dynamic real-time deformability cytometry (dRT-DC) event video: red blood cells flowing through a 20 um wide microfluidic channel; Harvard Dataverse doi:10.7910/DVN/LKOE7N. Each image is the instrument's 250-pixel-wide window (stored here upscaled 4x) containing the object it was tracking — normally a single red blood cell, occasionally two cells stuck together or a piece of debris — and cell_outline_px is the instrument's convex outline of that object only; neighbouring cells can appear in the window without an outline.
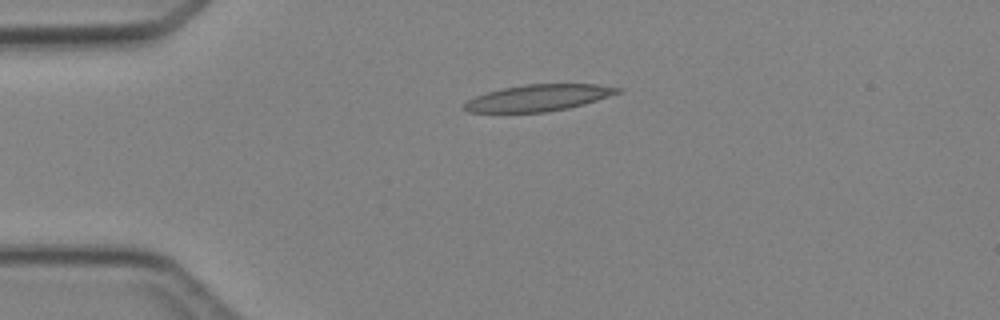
{"species": "Egyptian fruit bat (a non-hibernating species)", "species_latin": "Rousettus aegyptiacus", "temperature_condition": "cold", "stored_images_in_passage": 2, "camera_frame_rate_fps": 3000, "um_per_image_px": 0.085, "animal": {"sex": "female"}, "frame": {"image": 1, "passage_image": 2, "time_ms": 1.333, "image_size_px": [1000, 320], "cell_outline_px": [[624, 92], [584, 104], [568, 108], [548, 112], [468, 112], [460, 108], [460, 104], [476, 96], [500, 88], [524, 84], [596, 84], [624, 88]], "centroid_in_image_um": [45.77, 8.31], "position_along_channel_um": 39.2, "area_um2": 24.04}}